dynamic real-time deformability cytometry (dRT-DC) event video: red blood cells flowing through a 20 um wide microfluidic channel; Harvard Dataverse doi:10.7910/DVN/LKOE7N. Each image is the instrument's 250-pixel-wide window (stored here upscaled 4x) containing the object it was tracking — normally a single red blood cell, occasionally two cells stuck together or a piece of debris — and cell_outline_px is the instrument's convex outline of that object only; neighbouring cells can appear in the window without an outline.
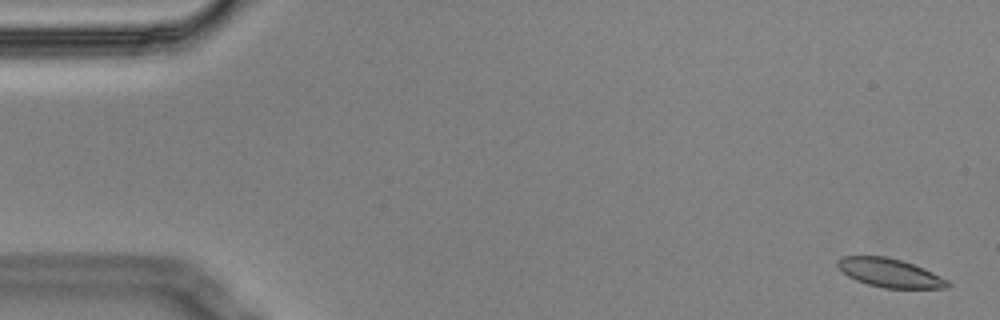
{"species": "Egyptian fruit bat (a non-hibernating species)", "species_latin": "Rousettus aegyptiacus", "temperature_condition": "cold", "stored_images_in_passage": 15, "camera_frame_rate_fps": 3000, "um_per_image_px": 0.085, "animal": {"sex": "male"}, "frame": {"image": 1, "passage_image": 1, "time_ms": 0.0, "image_size_px": [1000, 320], "cell_outline_px": [[952, 284], [948, 288], [884, 288], [868, 284], [856, 280], [848, 276], [836, 264], [836, 260], [844, 256], [884, 256], [900, 260], [924, 268], [948, 280]], "centroid_in_image_um": [75.65, 23.2], "position_along_channel_um": 9.4, "area_um2": 18.26}}
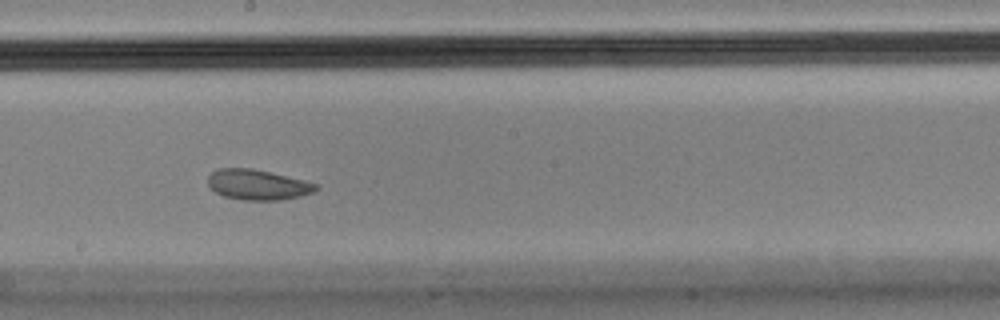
{"frame": {"image": 2, "passage_image": 9, "time_ms": 2.667, "image_size_px": [1000, 320], "cell_outline_px": [[320, 188], [312, 192], [300, 196], [280, 200], [244, 200], [224, 196], [216, 192], [208, 184], [208, 176], [212, 172], [220, 168], [252, 168], [304, 180], [316, 184]], "centroid_in_image_um": [21.9, 15.7], "position_along_channel_um": 226.3, "area_um2": 18.9}}